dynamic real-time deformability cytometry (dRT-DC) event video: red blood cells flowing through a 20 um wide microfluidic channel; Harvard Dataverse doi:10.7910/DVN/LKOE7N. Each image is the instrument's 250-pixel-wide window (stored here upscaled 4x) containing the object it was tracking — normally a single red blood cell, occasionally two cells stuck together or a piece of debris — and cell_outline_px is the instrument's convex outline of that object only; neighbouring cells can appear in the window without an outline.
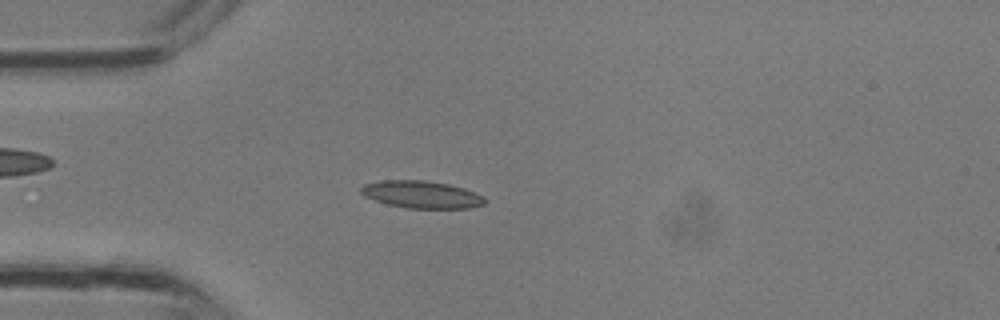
{"species": "common noctule bat (a hibernating species)", "species_latin": "Nyctalus noctula", "temperature_condition": "room temperature", "stored_images_in_passage": 11, "camera_frame_rate_fps": 3000, "um_per_image_px": 0.085, "animal": {"sex": "male", "body_mass_g": 13.3}, "frame": {"image": 1, "passage_image": 8, "time_ms": 2.333, "image_size_px": [1000, 320], "cell_outline_px": [[488, 200], [484, 204], [468, 208], [408, 208], [388, 204], [364, 196], [360, 192], [360, 188], [364, 184], [380, 180], [424, 180], [448, 184], [472, 192]], "centroid_in_image_um": [35.78, 16.53], "position_along_channel_um": 49.2, "area_um2": 19.42}}
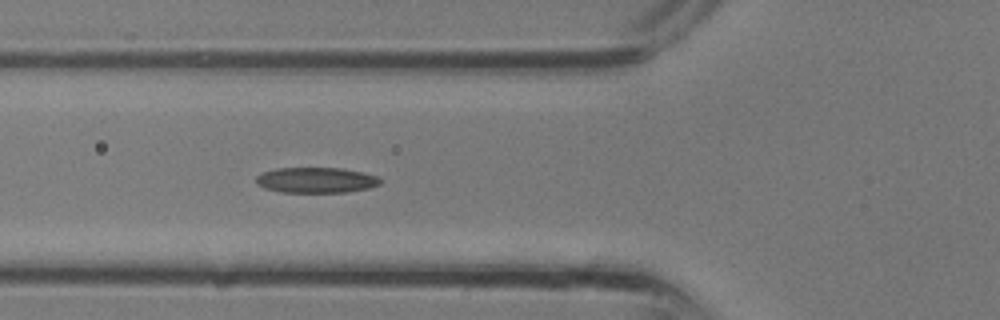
{"frame": {"image": 2, "passage_image": 11, "time_ms": 3.333, "image_size_px": [1000, 320], "cell_outline_px": [[380, 184], [368, 188], [344, 192], [280, 192], [264, 188], [256, 184], [256, 176], [260, 172], [276, 168], [340, 168], [364, 172], [376, 176], [380, 180]], "centroid_in_image_um": [26.81, 15.3], "position_along_channel_um": 99.0, "area_um2": 18.5}}